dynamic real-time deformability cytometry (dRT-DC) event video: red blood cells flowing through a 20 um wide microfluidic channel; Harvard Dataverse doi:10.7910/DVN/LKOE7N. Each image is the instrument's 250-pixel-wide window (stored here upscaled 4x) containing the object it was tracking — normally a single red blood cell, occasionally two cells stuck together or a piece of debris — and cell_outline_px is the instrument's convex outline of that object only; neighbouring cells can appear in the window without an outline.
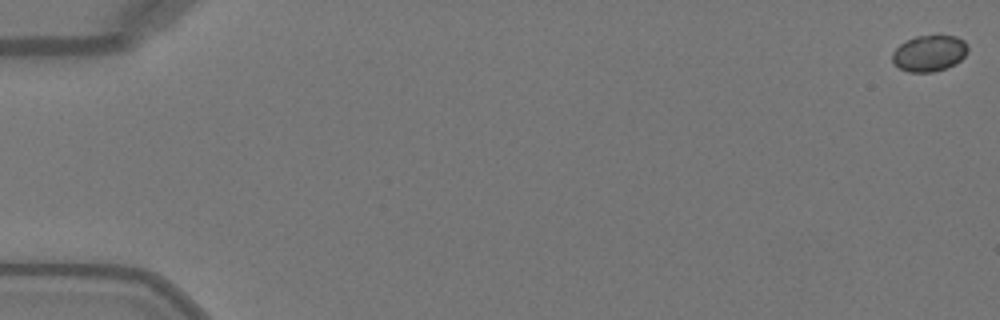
{"species": "Egyptian fruit bat (a non-hibernating species)", "species_latin": "Rousettus aegyptiacus", "temperature_condition": "warm", "stored_images_in_passage": 50, "camera_frame_rate_fps": 3000, "um_per_image_px": 0.085, "animal": {"sex": "female"}, "frame": {"image": 1, "passage_image": 1, "time_ms": 0.0, "image_size_px": [1000, 320], "cell_outline_px": [[968, 52], [956, 64], [932, 72], [908, 72], [900, 68], [892, 60], [892, 52], [900, 44], [916, 36], [956, 36], [964, 40], [968, 44]], "centroid_in_image_um": [79.01, 4.53], "position_along_channel_um": 6.0, "area_um2": 15.84}}
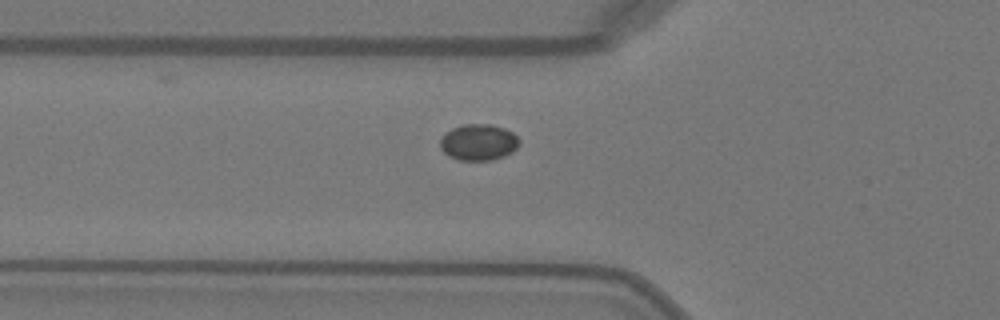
{"frame": {"image": 2, "passage_image": 19, "time_ms": 6.0, "image_size_px": [1000, 320], "cell_outline_px": [[520, 144], [512, 152], [504, 156], [492, 160], [460, 160], [448, 156], [440, 148], [440, 140], [444, 132], [452, 128], [464, 124], [492, 124], [504, 128], [512, 132], [520, 140]], "centroid_in_image_um": [40.67, 12.08], "position_along_channel_um": 85.1, "area_um2": 16.88}}
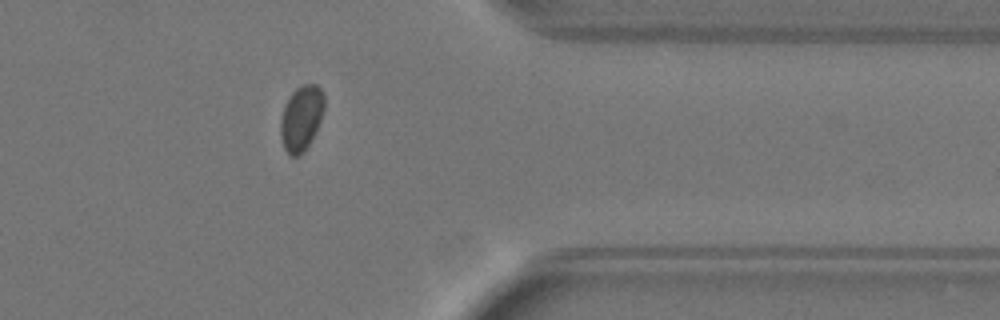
{"frame": {"image": 3, "passage_image": 42, "time_ms": 13.667, "image_size_px": [1000, 320], "cell_outline_px": [[324, 108], [320, 120], [304, 152], [300, 156], [288, 156], [284, 148], [280, 136], [280, 120], [284, 104], [288, 96], [296, 88], [304, 84], [316, 84], [324, 92]], "centroid_in_image_um": [25.58, 10.03], "position_along_channel_um": 385.8, "area_um2": 16.7}}